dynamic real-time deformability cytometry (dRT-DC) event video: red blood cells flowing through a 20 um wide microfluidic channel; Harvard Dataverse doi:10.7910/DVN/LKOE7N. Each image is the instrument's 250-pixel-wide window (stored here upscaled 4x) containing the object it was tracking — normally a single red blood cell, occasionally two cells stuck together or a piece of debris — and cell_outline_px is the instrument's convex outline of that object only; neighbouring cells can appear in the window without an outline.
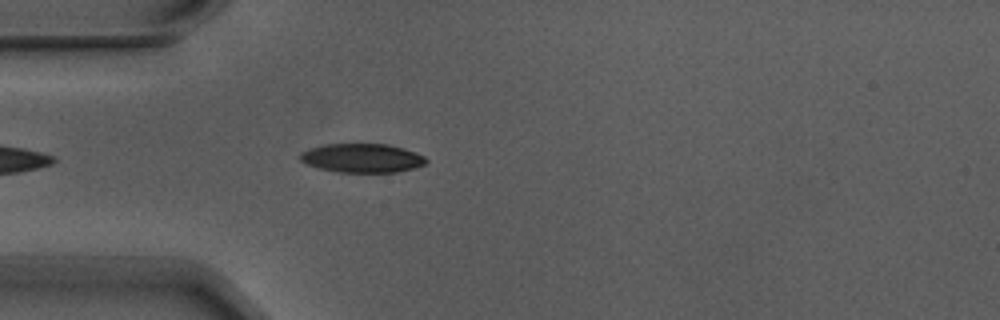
{"species": "Egyptian fruit bat (a non-hibernating species)", "species_latin": "Rousettus aegyptiacus", "temperature_condition": "warm", "stored_images_in_passage": 5, "camera_frame_rate_fps": 3000, "um_per_image_px": 0.085, "animal": {"sex": "male"}, "frame": {"image": 1, "passage_image": 5, "time_ms": 1.333, "image_size_px": [1000, 320], "cell_outline_px": [[428, 160], [424, 164], [412, 168], [396, 172], [340, 172], [320, 168], [304, 164], [300, 160], [300, 152], [308, 148], [324, 144], [388, 144], [404, 148], [416, 152], [424, 156]], "centroid_in_image_um": [30.75, 13.42], "position_along_channel_um": 54.3, "area_um2": 21.27}}